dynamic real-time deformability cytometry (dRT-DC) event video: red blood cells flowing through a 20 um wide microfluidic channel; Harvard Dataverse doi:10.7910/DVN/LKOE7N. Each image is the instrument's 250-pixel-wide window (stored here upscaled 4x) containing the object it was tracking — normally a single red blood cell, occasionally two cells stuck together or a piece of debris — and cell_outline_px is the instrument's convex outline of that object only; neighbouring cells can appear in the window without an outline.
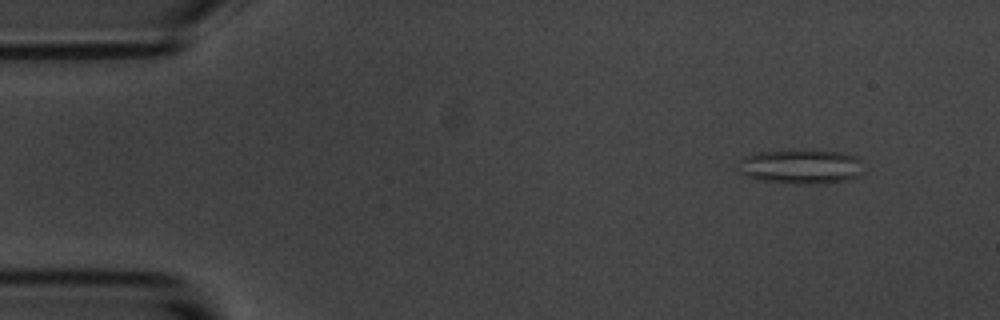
{"species": "common noctule bat (a hibernating species)", "species_latin": "Nyctalus noctula", "temperature_condition": "room temperature", "stored_images_in_passage": 46, "camera_frame_rate_fps": 3000, "um_per_image_px": 0.085, "animal": {"sex": "male", "body_mass_g": 20.1, "forearm_length_mm": 53.5}, "frame": {"image": 1, "passage_image": 6, "time_ms": 1.667, "image_size_px": [1000, 320], "cell_outline_px": [[864, 172], [848, 180], [824, 184], [792, 184], [756, 180], [740, 172], [744, 156], [756, 152], [796, 148], [812, 148], [840, 152], [856, 156], [860, 160]], "centroid_in_image_um": [68.13, 14.13], "position_along_channel_um": 16.9, "area_um2": 26.07}}
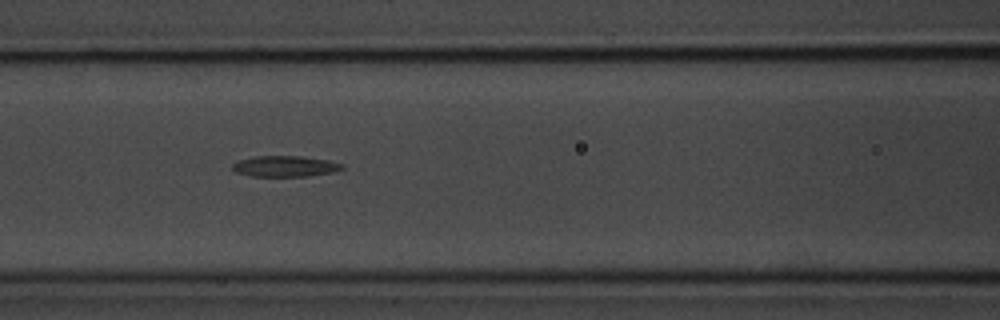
{"frame": {"image": 2, "passage_image": 25, "time_ms": 8.0, "image_size_px": [1000, 320], "cell_outline_px": [[344, 168], [332, 172], [308, 176], [252, 176], [236, 172], [232, 168], [232, 164], [240, 160], [256, 156], [300, 156], [328, 160], [344, 164]], "centroid_in_image_um": [24.24, 14.13], "position_along_channel_um": 142.4, "area_um2": 13.24}}
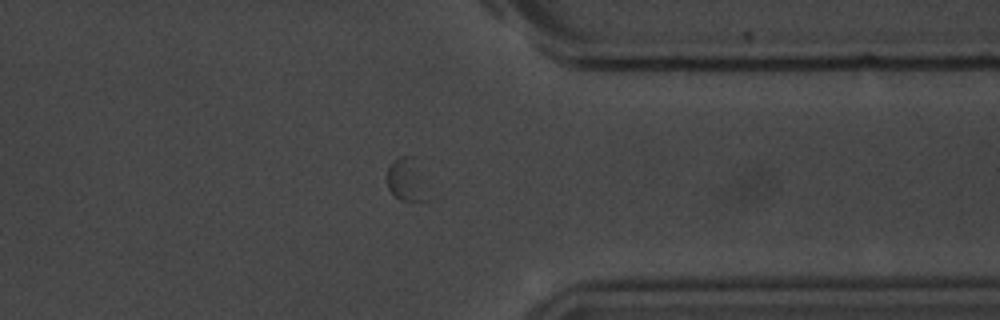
{"frame": {"image": 3, "passage_image": 46, "time_ms": 15.0, "image_size_px": [1000, 320], "cell_outline_px": [[436, 196], [428, 200], [400, 200], [388, 188], [388, 168], [392, 160], [400, 156], [412, 156]], "centroid_in_image_um": [34.7, 15.32], "position_along_channel_um": 376.7, "area_um2": 10.81}}